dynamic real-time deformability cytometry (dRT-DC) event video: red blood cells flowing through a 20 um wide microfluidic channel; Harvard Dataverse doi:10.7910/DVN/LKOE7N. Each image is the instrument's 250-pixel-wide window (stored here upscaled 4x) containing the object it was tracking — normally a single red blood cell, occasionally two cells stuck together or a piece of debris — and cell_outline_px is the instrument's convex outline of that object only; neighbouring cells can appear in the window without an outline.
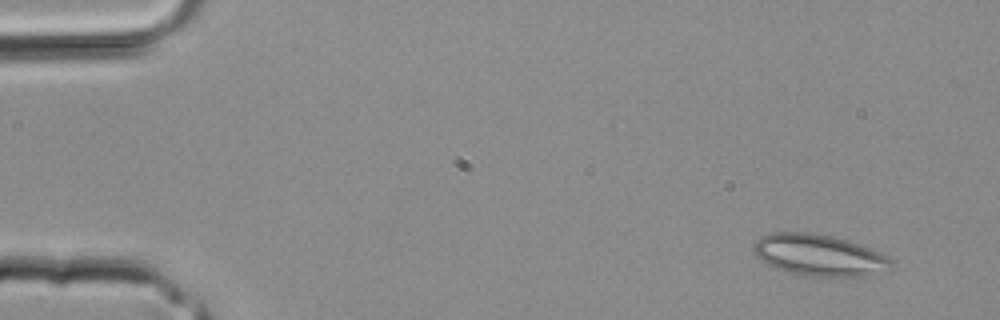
{"species": "common noctule bat (a hibernating species)", "species_latin": "Nyctalus noctula", "temperature_condition": "room temperature", "stored_images_in_passage": 3, "camera_frame_rate_fps": 3000, "um_per_image_px": 0.085, "animal": {"sex": "male", "body_mass_g": 20.4}, "frame": {"image": 1, "passage_image": 1, "time_ms": 0.0, "image_size_px": [1000, 320], "cell_outline_px": [[892, 264], [864, 280], [800, 276], [776, 268], [760, 260], [756, 256], [752, 248], [752, 244], [760, 236], [772, 232], [812, 232], [832, 236], [860, 244], [880, 252], [892, 260]], "centroid_in_image_um": [69.62, 21.73], "position_along_channel_um": 15.4, "area_um2": 34.39}}